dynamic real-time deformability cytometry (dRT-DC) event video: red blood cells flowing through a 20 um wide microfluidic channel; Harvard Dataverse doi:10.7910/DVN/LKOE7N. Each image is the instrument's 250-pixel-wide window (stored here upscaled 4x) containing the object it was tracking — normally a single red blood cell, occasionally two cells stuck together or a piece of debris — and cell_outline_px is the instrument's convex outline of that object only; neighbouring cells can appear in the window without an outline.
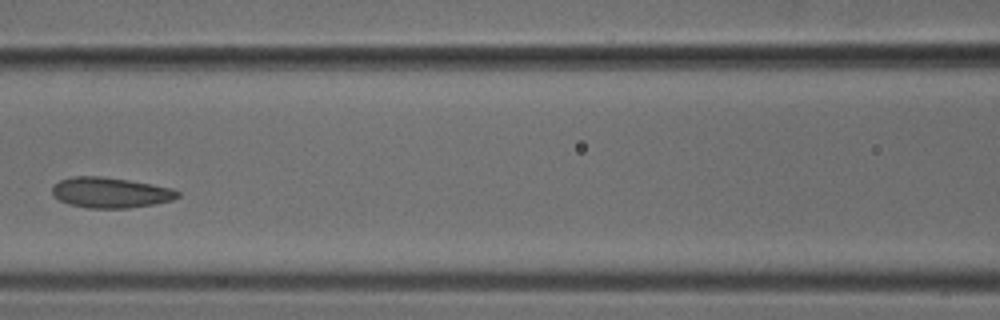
{"species": "common noctule bat (a hibernating species)", "species_latin": "Nyctalus noctula", "temperature_condition": "cold", "stored_images_in_passage": 6, "camera_frame_rate_fps": 3000, "um_per_image_px": 0.085, "animal": {"sex": "male", "body_mass_g": 18.8}, "frame": {"image": 1, "passage_image": 5, "time_ms": 1.333, "image_size_px": [1000, 320], "cell_outline_px": [[180, 196], [172, 200], [156, 204], [128, 208], [88, 208], [68, 204], [52, 196], [52, 184], [60, 180], [72, 176], [104, 176], [128, 180], [172, 188], [180, 192]], "centroid_in_image_um": [9.36, 16.37], "position_along_channel_um": 157.2, "area_um2": 22.48}}
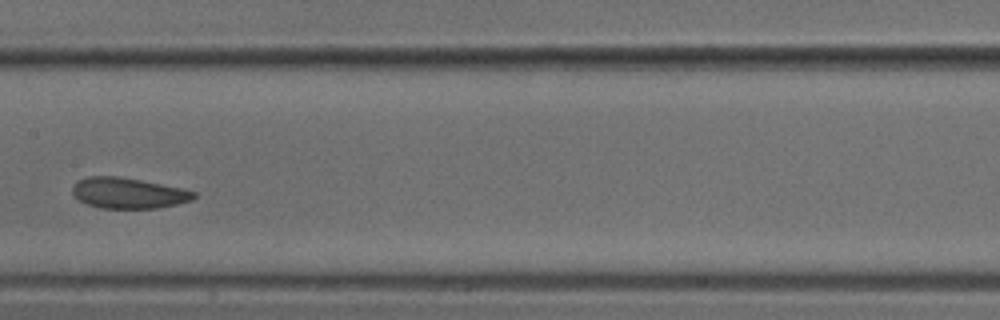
{"frame": {"image": 2, "passage_image": 6, "time_ms": 1.667, "image_size_px": [1000, 320], "cell_outline_px": [[196, 196], [192, 200], [176, 204], [156, 208], [100, 208], [88, 204], [80, 200], [72, 192], [72, 188], [76, 180], [88, 176], [116, 176], [140, 180], [180, 188], [196, 192]], "centroid_in_image_um": [10.88, 16.41], "position_along_channel_um": 196.5, "area_um2": 21.5}}